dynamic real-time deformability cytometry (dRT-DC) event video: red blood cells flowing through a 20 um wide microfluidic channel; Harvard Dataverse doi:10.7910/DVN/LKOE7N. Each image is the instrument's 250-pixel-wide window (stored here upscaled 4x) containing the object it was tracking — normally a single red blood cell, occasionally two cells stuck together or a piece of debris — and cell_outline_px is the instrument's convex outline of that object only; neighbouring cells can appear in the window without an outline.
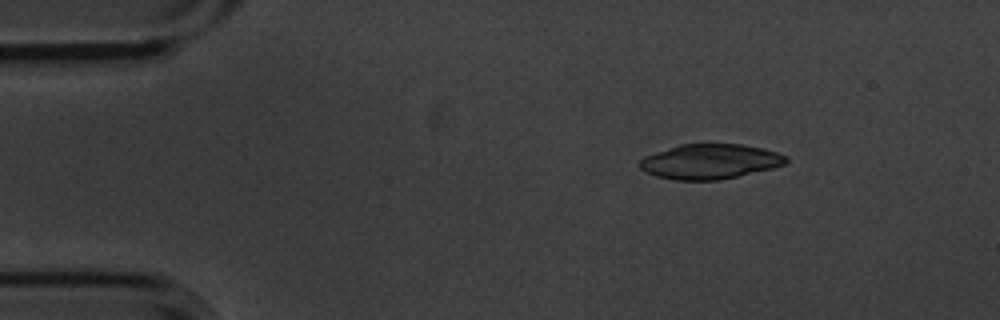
{"species": "common noctule bat (a hibernating species)", "species_latin": "Nyctalus noctula", "temperature_condition": "cold", "stored_images_in_passage": 3, "camera_frame_rate_fps": 3000, "um_per_image_px": 0.085, "animal": {"sex": "male", "body_mass_g": 20.1, "forearm_length_mm": 53.5}, "frame": {"image": 1, "passage_image": 1, "time_ms": 0.0, "image_size_px": [1000, 320], "cell_outline_px": [[788, 160], [784, 164], [772, 168], [720, 180], [672, 180], [656, 176], [640, 168], [636, 164], [644, 156], [680, 144], [744, 144], [764, 148], [788, 156]], "centroid_in_image_um": [60.34, 13.73], "position_along_channel_um": 24.7, "area_um2": 29.82}}